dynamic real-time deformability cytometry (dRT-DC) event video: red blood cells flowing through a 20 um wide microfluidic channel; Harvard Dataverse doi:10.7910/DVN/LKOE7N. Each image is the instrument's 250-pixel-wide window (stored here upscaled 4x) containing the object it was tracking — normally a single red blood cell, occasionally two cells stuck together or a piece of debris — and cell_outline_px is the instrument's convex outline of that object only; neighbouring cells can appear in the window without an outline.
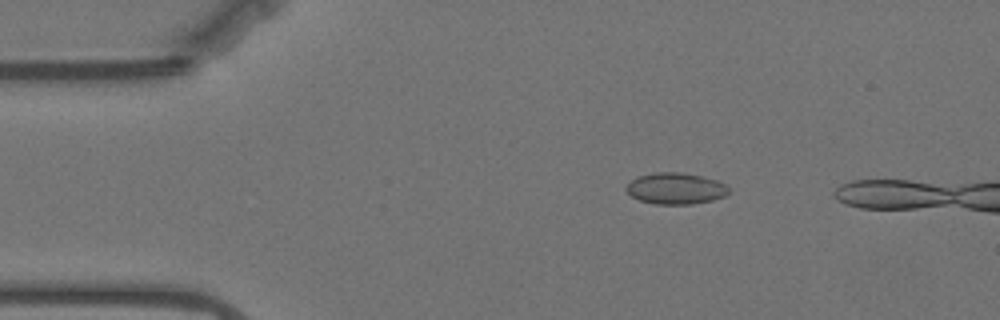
{"species": "Egyptian fruit bat (a non-hibernating species)", "species_latin": "Rousettus aegyptiacus", "temperature_condition": "warm", "stored_images_in_passage": 16, "camera_frame_rate_fps": 3000, "um_per_image_px": 0.085, "animal": {"sex": "female"}, "frame": {"image": 1, "passage_image": 10, "time_ms": 3.0, "image_size_px": [1000, 320], "cell_outline_px": [[728, 192], [724, 196], [712, 200], [692, 204], [656, 204], [640, 200], [632, 196], [624, 188], [636, 176], [656, 172], [680, 172], [700, 176], [716, 180], [724, 184], [728, 188]], "centroid_in_image_um": [57.4, 16.01], "position_along_channel_um": 27.6, "area_um2": 18.55}}